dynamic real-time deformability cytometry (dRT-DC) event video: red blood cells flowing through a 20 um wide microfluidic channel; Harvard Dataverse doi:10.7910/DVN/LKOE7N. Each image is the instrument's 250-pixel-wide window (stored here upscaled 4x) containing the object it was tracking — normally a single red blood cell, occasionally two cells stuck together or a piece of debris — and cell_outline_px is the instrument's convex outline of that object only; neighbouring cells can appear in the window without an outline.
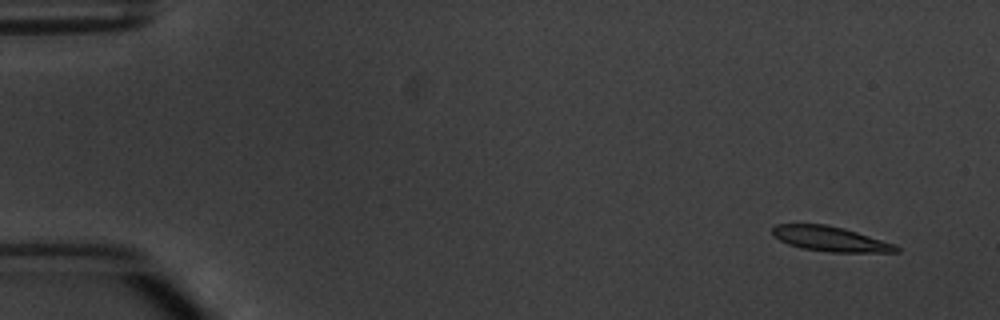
{"species": "common noctule bat (a hibernating species)", "species_latin": "Nyctalus noctula", "temperature_condition": "warm", "stored_images_in_passage": 6, "camera_frame_rate_fps": 3000, "um_per_image_px": 0.085, "animal": {"sex": "male", "body_mass_g": 20.1, "forearm_length_mm": 53.5}, "frame": {"image": 1, "passage_image": 1, "time_ms": 0.0, "image_size_px": [1000, 320], "cell_outline_px": [[900, 252], [832, 252], [800, 248], [788, 244], [772, 236], [772, 228], [776, 224], [828, 224], [844, 228], [896, 244], [900, 248]], "centroid_in_image_um": [70.58, 20.3], "position_along_channel_um": 14.4, "area_um2": 18.09}}
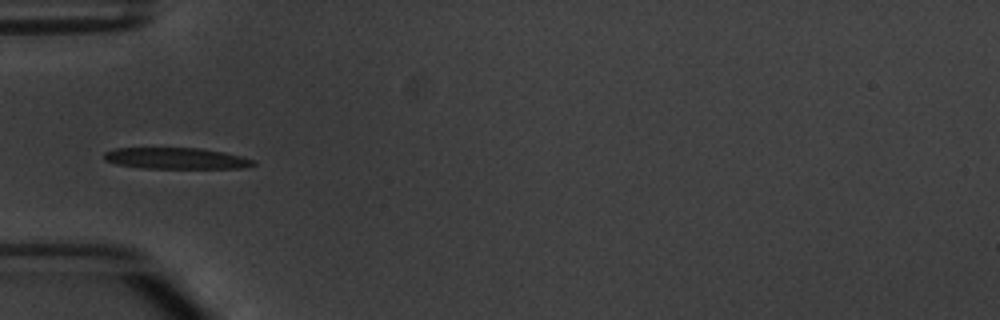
{"frame": {"image": 2, "passage_image": 5, "time_ms": 4.667, "image_size_px": [1000, 320], "cell_outline_px": [[256, 164], [244, 168], [144, 168], [116, 164], [104, 160], [104, 152], [116, 148], [204, 148], [224, 152], [256, 160]], "centroid_in_image_um": [14.99, 13.46], "position_along_channel_um": 70.0, "area_um2": 18.55}}